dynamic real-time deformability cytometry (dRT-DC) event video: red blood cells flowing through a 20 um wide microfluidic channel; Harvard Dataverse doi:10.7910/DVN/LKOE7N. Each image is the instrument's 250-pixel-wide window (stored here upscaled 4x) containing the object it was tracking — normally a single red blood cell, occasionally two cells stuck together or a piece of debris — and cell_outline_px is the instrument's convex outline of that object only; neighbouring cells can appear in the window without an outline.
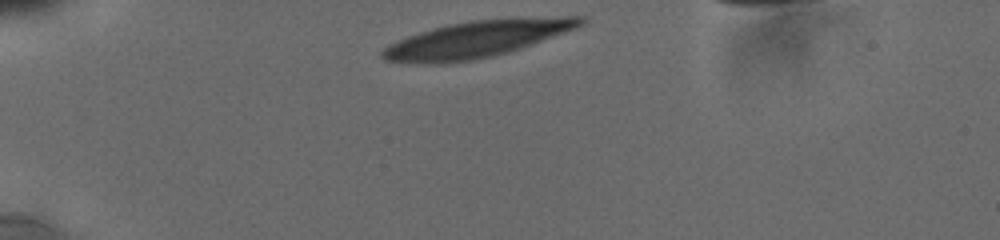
{"species": "human", "species_latin": "Homo sapiens", "temperature_condition": "cold", "stored_images_in_passage": 31, "camera_frame_rate_fps": 3000, "um_per_image_px": 0.085, "donor": {"sex": "male"}, "frame": {"image": 1, "passage_image": 1, "time_ms": 0.0, "image_size_px": [1000, 240], "cell_outline_px": [[584, 20], [580, 24], [572, 28], [528, 44], [504, 52], [488, 56], [468, 60], [388, 60], [380, 56], [380, 52], [388, 44], [396, 40], [432, 28], [448, 24], [472, 20], [564, 16], [584, 16]], "centroid_in_image_um": [40.51, 3.25], "position_along_channel_um": 44.5, "area_um2": 39.42}}
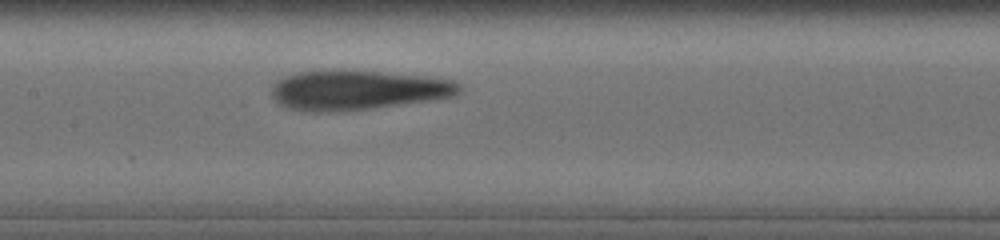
{"frame": {"image": 2, "passage_image": 14, "time_ms": 4.667, "image_size_px": [1000, 240], "cell_outline_px": [[460, 92], [452, 96], [428, 100], [372, 108], [328, 112], [316, 112], [288, 108], [280, 104], [272, 96], [272, 84], [276, 80], [284, 76], [300, 72], [380, 72], [424, 76], [452, 80], [460, 84]], "centroid_in_image_um": [30.37, 7.67], "position_along_channel_um": 177.0, "area_um2": 42.25}}
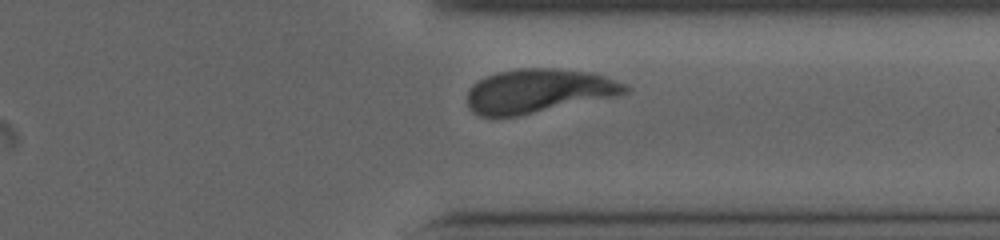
{"frame": {"image": 3, "passage_image": 28, "time_ms": 9.667, "image_size_px": [1000, 240], "cell_outline_px": [[632, 88], [628, 92], [612, 96], [516, 116], [480, 116], [472, 112], [468, 104], [468, 92], [472, 84], [496, 72], [520, 68], [556, 68], [592, 72], [628, 84]], "centroid_in_image_um": [45.77, 7.71], "position_along_channel_um": 365.6, "area_um2": 40.0}, "authors_computed_cell_mechanics": {"area_um2": 42.2518, "velocity_mm_per_s": 3.7778, "shape_relaxation_time_tau1_ms": 6.8, "shape_relaxation_time_tau2_ms": 1.5545, "deformation_change_tau1": 0.224, "deformation_change_tau2": 0.0886}}